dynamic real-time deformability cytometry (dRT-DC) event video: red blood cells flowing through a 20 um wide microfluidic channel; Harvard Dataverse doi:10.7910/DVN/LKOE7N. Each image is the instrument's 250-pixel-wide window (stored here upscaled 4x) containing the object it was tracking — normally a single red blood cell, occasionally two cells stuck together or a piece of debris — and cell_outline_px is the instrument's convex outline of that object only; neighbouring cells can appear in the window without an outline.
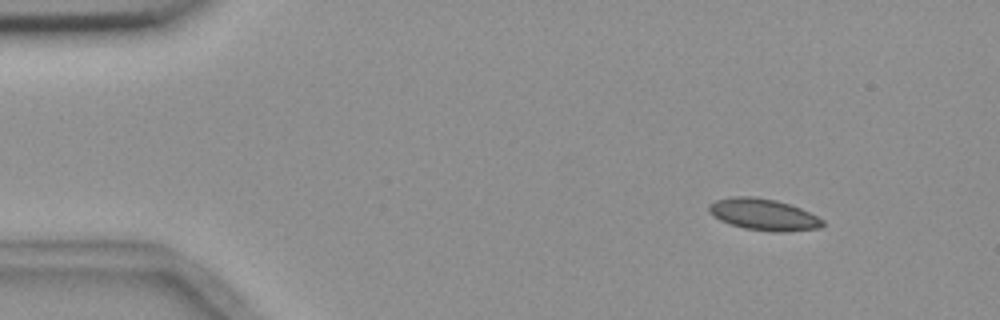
{"species": "common noctule bat (a hibernating species)", "species_latin": "Nyctalus noctula", "temperature_condition": "room temperature", "stored_images_in_passage": 3, "camera_frame_rate_fps": 3000, "um_per_image_px": 0.085, "animal": {"sex": "female", "body_mass_g": 18.4}, "frame": {"image": 1, "passage_image": 1, "time_ms": 0.0, "image_size_px": [1000, 320], "cell_outline_px": [[824, 224], [820, 228], [788, 232], [772, 232], [744, 228], [720, 220], [712, 216], [708, 212], [708, 204], [716, 200], [732, 196], [756, 196], [776, 200], [800, 208], [824, 220]], "centroid_in_image_um": [64.88, 18.23], "position_along_channel_um": 20.1, "area_um2": 21.04}}
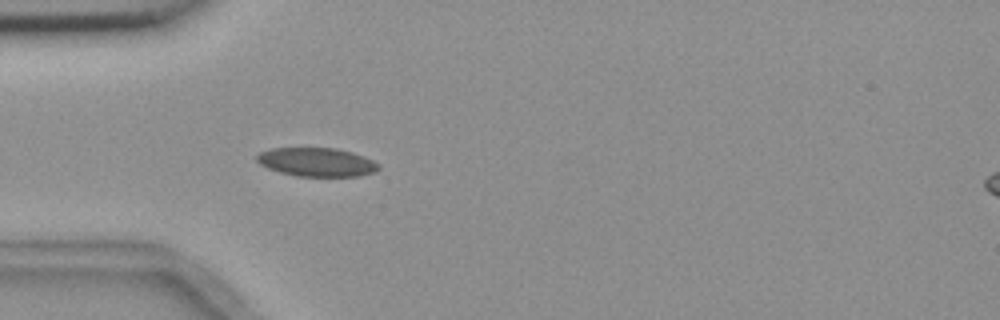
{"frame": {"image": 2, "passage_image": 3, "time_ms": 3.333, "image_size_px": [1000, 320], "cell_outline_px": [[380, 168], [376, 172], [360, 176], [296, 176], [280, 172], [268, 168], [260, 164], [256, 160], [256, 156], [260, 152], [272, 148], [336, 148], [352, 152], [372, 160], [380, 164]], "centroid_in_image_um": [26.93, 13.78], "position_along_channel_um": 58.1, "area_um2": 20.4}}